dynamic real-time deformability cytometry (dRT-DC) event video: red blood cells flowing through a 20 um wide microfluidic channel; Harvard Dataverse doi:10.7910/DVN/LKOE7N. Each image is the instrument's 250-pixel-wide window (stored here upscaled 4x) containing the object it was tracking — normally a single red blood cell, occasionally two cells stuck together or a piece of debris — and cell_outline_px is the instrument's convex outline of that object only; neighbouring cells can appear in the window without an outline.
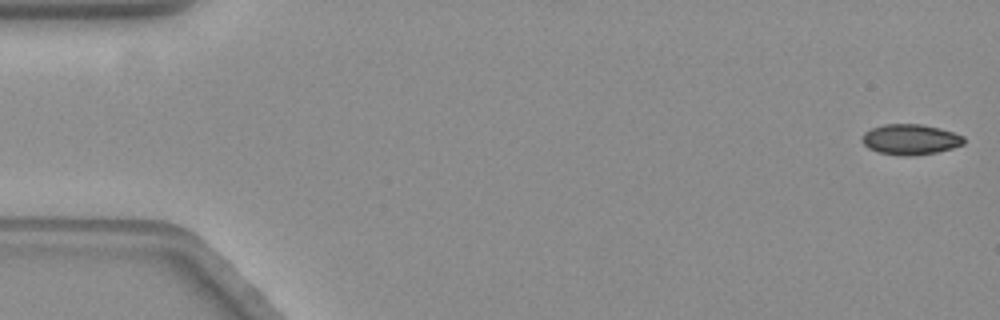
{"species": "common noctule bat (a hibernating species)", "species_latin": "Nyctalus noctula", "temperature_condition": "warm", "stored_images_in_passage": 58, "camera_frame_rate_fps": 3000, "um_per_image_px": 0.085, "animal": {"sex": "female", "body_mass_g": 19.3, "forearm_length_mm": 54.1}, "frame": {"image": 1, "passage_image": 1, "time_ms": 0.0, "image_size_px": [1000, 320], "cell_outline_px": [[964, 144], [952, 148], [936, 152], [912, 156], [900, 156], [880, 152], [868, 148], [860, 140], [864, 132], [872, 128], [884, 124], [920, 124], [940, 128], [964, 136]], "centroid_in_image_um": [77.37, 11.85], "position_along_channel_um": 7.6, "area_um2": 18.09}}
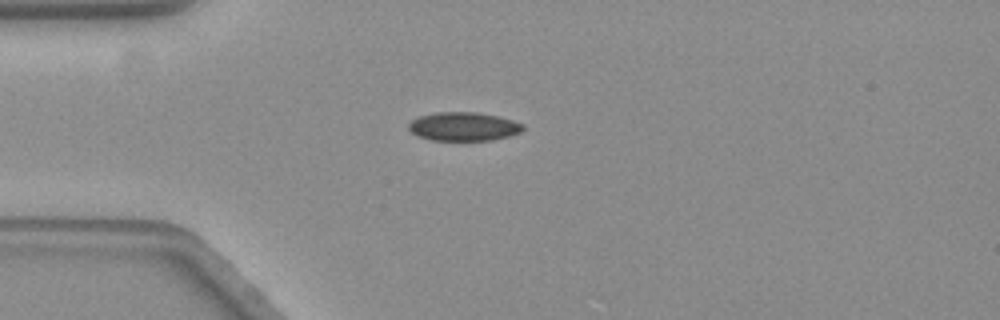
{"frame": {"image": 2, "passage_image": 15, "time_ms": 4.667, "image_size_px": [1000, 320], "cell_outline_px": [[524, 128], [520, 132], [508, 136], [492, 140], [428, 140], [416, 136], [408, 128], [408, 124], [412, 120], [420, 116], [436, 112], [476, 112], [496, 116], [512, 120], [524, 124]], "centroid_in_image_um": [39.37, 10.76], "position_along_channel_um": 45.6, "area_um2": 19.07}}
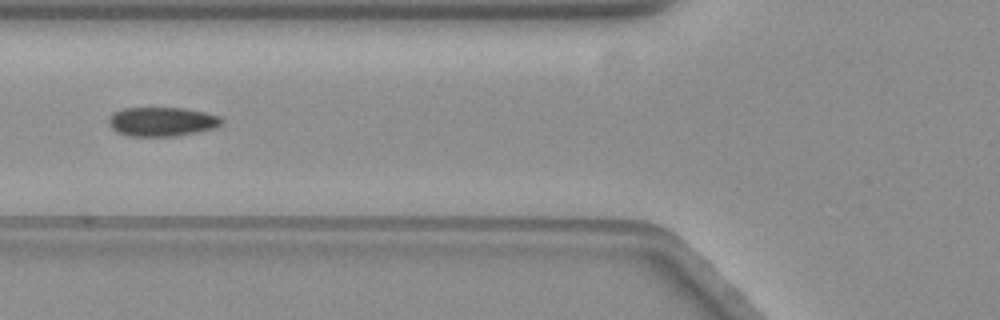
{"frame": {"image": 3, "passage_image": 22, "time_ms": 7.0, "image_size_px": [1000, 320], "cell_outline_px": [[224, 120], [216, 128], [200, 132], [176, 136], [128, 136], [116, 132], [108, 124], [108, 120], [116, 112], [124, 108], [184, 108], [204, 112], [220, 116]], "centroid_in_image_um": [13.8, 10.35], "position_along_channel_um": 112.0, "area_um2": 19.25}, "authors_computed_cell_mechanics": {"area_um2": 18.7561, "velocity_mm_per_s": 3.5518, "shape_relaxation_time_tau1_ms": null, "shape_relaxation_time_tau2_ms": 6.4195, "deformation_change_tau1": null, "deformation_change_tau2": 0.0788}}